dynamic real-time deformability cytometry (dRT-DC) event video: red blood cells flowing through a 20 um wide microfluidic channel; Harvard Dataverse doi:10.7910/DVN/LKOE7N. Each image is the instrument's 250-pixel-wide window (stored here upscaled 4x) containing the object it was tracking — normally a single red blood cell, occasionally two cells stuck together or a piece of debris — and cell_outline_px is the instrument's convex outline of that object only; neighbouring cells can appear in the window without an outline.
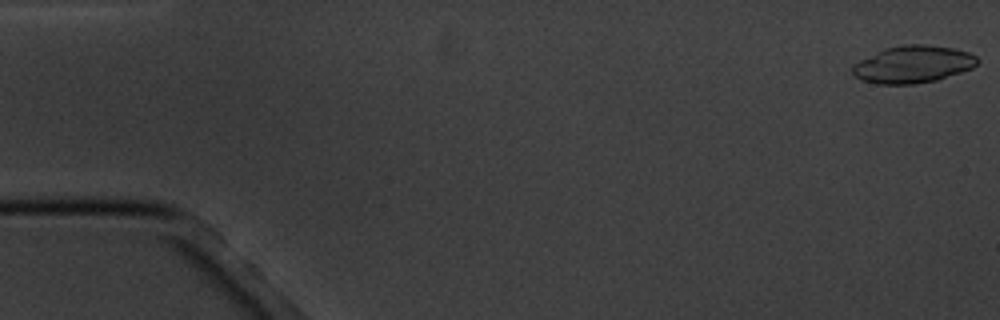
{"species": "common noctule bat (a hibernating species)", "species_latin": "Nyctalus noctula", "temperature_condition": "cold", "stored_images_in_passage": 6, "camera_frame_rate_fps": 3000, "um_per_image_px": 0.085, "animal": {"sex": "male", "body_mass_g": 20.1, "forearm_length_mm": 53.5}, "frame": {"image": 1, "passage_image": 1, "time_ms": 0.0, "image_size_px": [1000, 320], "cell_outline_px": [[980, 60], [972, 68], [936, 80], [916, 84], [876, 84], [860, 80], [852, 76], [852, 64], [884, 48], [904, 44], [924, 44], [952, 48], [968, 52], [976, 56]], "centroid_in_image_um": [77.55, 5.47], "position_along_channel_um": 7.4, "area_um2": 27.22}}